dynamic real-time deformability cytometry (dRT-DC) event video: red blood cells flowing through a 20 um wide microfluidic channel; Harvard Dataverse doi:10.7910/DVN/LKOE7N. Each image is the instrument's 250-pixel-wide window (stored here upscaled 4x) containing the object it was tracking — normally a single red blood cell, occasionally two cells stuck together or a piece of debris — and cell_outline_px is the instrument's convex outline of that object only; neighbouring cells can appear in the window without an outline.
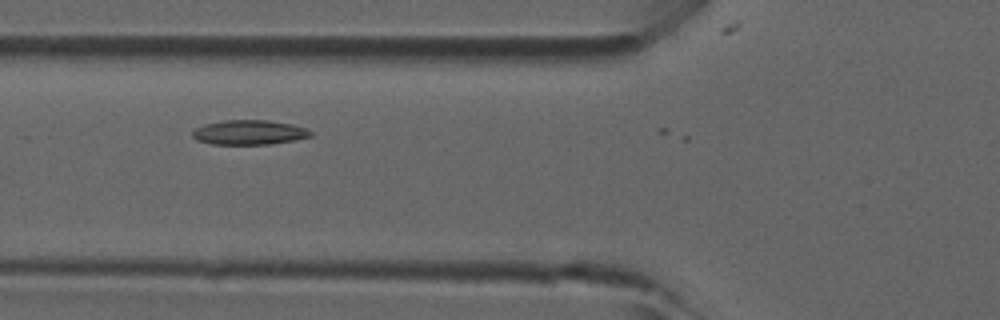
{"species": "common noctule bat (a hibernating species)", "species_latin": "Nyctalus noctula", "temperature_condition": "room temperature", "stored_images_in_passage": 10, "camera_frame_rate_fps": 3000, "um_per_image_px": 0.085, "animal": {"sex": "male", "forearm_length_mm": 52.5}, "frame": {"image": 1, "passage_image": 8, "time_ms": 2.333, "image_size_px": [1000, 320], "cell_outline_px": [[312, 136], [292, 140], [268, 144], [212, 144], [196, 140], [192, 136], [192, 132], [196, 128], [204, 124], [224, 120], [268, 120], [292, 124], [304, 128], [312, 132]], "centroid_in_image_um": [21.14, 11.25], "position_along_channel_um": 104.7, "area_um2": 16.82}}